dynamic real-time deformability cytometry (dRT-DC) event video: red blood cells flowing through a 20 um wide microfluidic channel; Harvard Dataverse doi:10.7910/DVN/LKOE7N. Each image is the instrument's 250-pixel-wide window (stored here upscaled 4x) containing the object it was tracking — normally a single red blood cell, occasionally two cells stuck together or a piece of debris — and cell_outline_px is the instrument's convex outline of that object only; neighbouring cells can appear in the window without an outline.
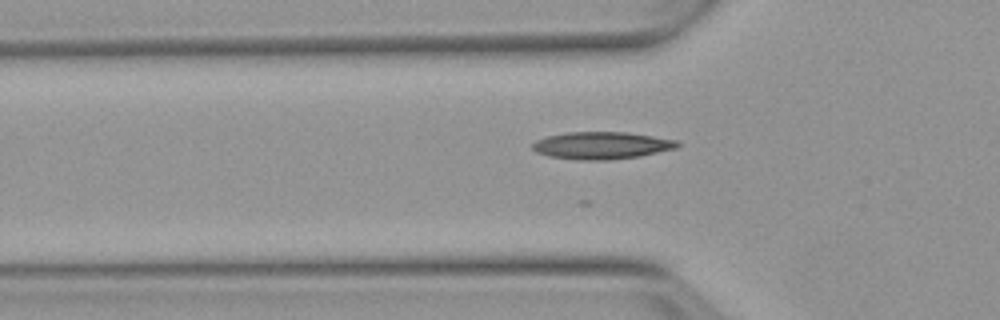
{"species": "Egyptian fruit bat (a non-hibernating species)", "species_latin": "Rousettus aegyptiacus", "temperature_condition": "warm", "stored_images_in_passage": 12, "camera_frame_rate_fps": 3000, "um_per_image_px": 0.085, "animal": {"sex": "female"}, "frame": {"image": 1, "passage_image": 3, "time_ms": 0.667, "image_size_px": [1000, 320], "cell_outline_px": [[680, 144], [676, 148], [640, 156], [608, 160], [580, 160], [548, 156], [536, 152], [532, 148], [532, 144], [536, 140], [548, 136], [564, 132], [628, 132], [676, 140]], "centroid_in_image_um": [51.11, 12.36], "position_along_channel_um": 74.7, "area_um2": 23.0}}
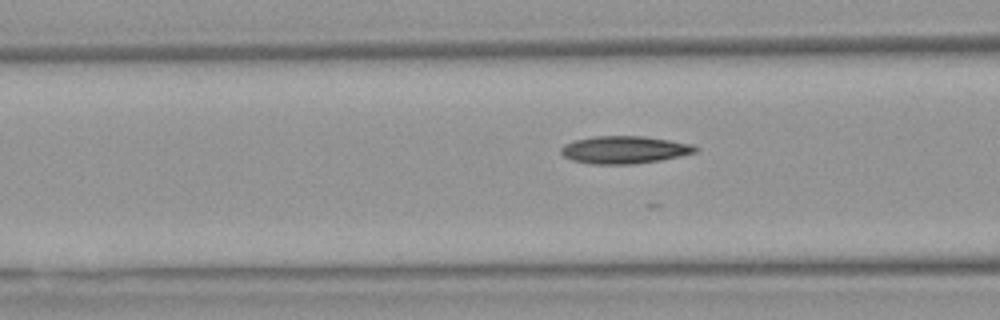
{"frame": {"image": 2, "passage_image": 6, "time_ms": 1.667, "image_size_px": [1000, 320], "cell_outline_px": [[700, 148], [696, 152], [680, 156], [660, 160], [632, 164], [588, 164], [572, 160], [564, 156], [560, 152], [560, 148], [564, 144], [576, 140], [592, 136], [644, 136], [692, 144]], "centroid_in_image_um": [53.06, 12.73], "position_along_channel_um": 113.5, "area_um2": 21.62}}